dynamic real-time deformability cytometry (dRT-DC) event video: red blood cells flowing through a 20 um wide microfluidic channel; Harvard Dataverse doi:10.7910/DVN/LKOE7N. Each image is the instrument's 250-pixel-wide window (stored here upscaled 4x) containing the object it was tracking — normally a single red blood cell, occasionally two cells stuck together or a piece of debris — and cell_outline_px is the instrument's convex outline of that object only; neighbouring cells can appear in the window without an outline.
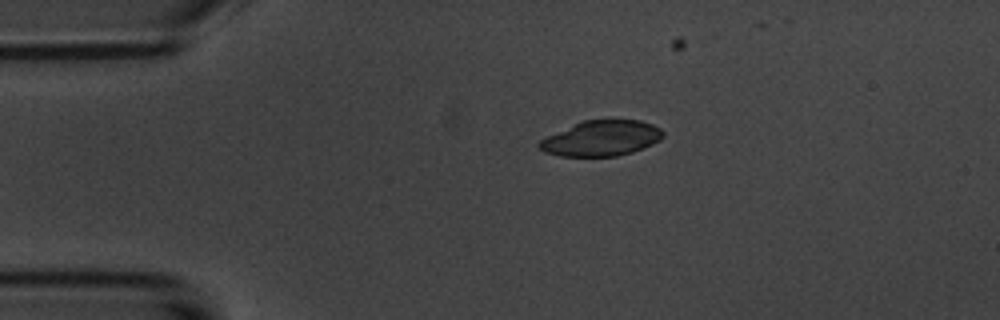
{"species": "common noctule bat (a hibernating species)", "species_latin": "Nyctalus noctula", "temperature_condition": "room temperature", "stored_images_in_passage": 6, "camera_frame_rate_fps": 3000, "um_per_image_px": 0.085, "animal": {"sex": "male", "body_mass_g": 20.1, "forearm_length_mm": 53.5}, "frame": {"image": 1, "passage_image": 6, "time_ms": 5.667, "image_size_px": [1000, 320], "cell_outline_px": [[664, 136], [660, 140], [652, 144], [632, 152], [616, 156], [560, 156], [544, 152], [536, 148], [536, 144], [540, 140], [548, 136], [584, 120], [640, 120], [652, 124], [660, 128], [664, 132]], "centroid_in_image_um": [51.11, 11.76], "position_along_channel_um": 33.9, "area_um2": 25.43}}